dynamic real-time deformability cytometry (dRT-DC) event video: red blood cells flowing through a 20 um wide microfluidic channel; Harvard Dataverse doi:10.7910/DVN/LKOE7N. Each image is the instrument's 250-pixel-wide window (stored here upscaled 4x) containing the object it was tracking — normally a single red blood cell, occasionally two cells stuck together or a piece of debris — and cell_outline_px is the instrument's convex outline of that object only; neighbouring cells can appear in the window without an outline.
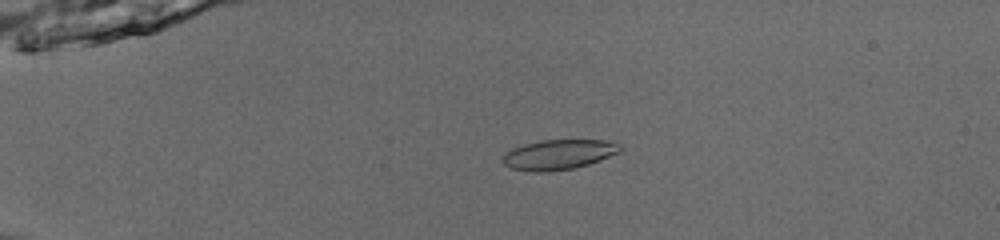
{"species": "common noctule bat (a hibernating species)", "species_latin": "Nyctalus noctula", "temperature_condition": "room temperature", "stored_images_in_passage": 53, "camera_frame_rate_fps": 3000, "um_per_image_px": 0.085, "animal": {"sex": "male", "body_mass_g": 13.0, "forearm_length_mm": 53.1}, "frame": {"image": 1, "passage_image": 14, "time_ms": 4.333, "image_size_px": [1000, 240], "cell_outline_px": [[624, 148], [620, 152], [600, 160], [588, 164], [572, 168], [548, 172], [532, 172], [512, 168], [504, 164], [500, 160], [500, 156], [504, 152], [512, 148], [524, 144], [540, 140], [608, 140], [620, 144]], "centroid_in_image_um": [47.45, 13.13], "position_along_channel_um": 37.5, "area_um2": 20.81}}
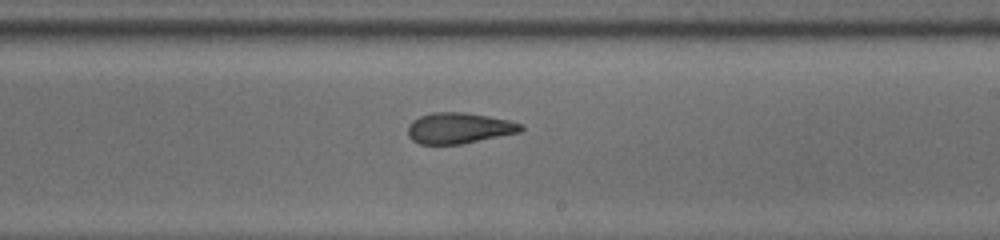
{"frame": {"image": 2, "passage_image": 34, "time_ms": 11.0, "image_size_px": [1000, 240], "cell_outline_px": [[524, 128], [520, 132], [460, 144], [420, 144], [412, 140], [408, 136], [408, 124], [412, 120], [420, 116], [432, 112], [464, 112], [488, 116], [508, 120], [524, 124]], "centroid_in_image_um": [39.0, 10.88], "position_along_channel_um": 250.0, "area_um2": 20.35}}
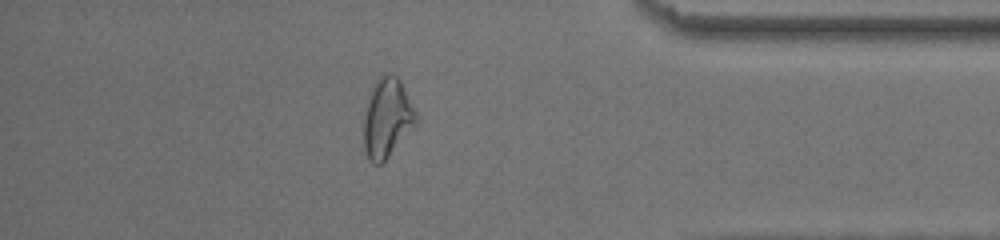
{"frame": {"image": 3, "passage_image": 47, "time_ms": 15.333, "image_size_px": [1000, 240], "cell_outline_px": [[416, 124], [388, 156], [380, 164], [372, 164], [368, 160], [364, 148], [364, 116], [372, 84], [376, 76], [384, 72], [388, 72], [396, 76], [400, 80], [416, 112]], "centroid_in_image_um": [32.87, 9.98], "position_along_channel_um": 402.3, "area_um2": 24.1}, "authors_computed_cell_mechanics": {"area_um2": 21.2126, "velocity_mm_per_s": 3.9726, "shape_relaxation_time_tau1_ms": 8.8733, "shape_relaxation_time_tau2_ms": 2.6825, "deformation_change_tau1": 0.2089, "deformation_change_tau2": 0.0635}}